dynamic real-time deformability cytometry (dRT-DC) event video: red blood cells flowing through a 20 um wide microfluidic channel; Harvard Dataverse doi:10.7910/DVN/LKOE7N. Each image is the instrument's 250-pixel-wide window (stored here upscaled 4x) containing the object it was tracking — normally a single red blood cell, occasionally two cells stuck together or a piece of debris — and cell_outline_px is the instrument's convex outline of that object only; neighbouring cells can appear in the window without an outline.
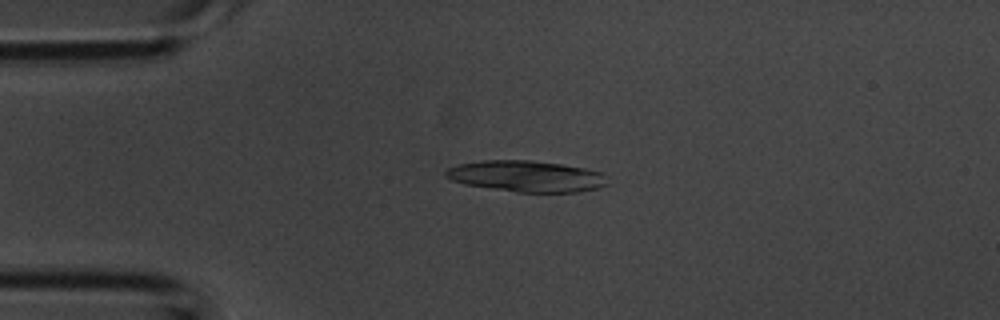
{"species": "common noctule bat (a hibernating species)", "species_latin": "Nyctalus noctula", "temperature_condition": "room temperature", "stored_images_in_passage": 40, "camera_frame_rate_fps": 3000, "um_per_image_px": 0.085, "animal": {"sex": "male", "body_mass_g": 20.1, "forearm_length_mm": 53.5}, "frame": {"image": 1, "passage_image": 8, "time_ms": 2.333, "image_size_px": [1000, 320], "cell_outline_px": [[608, 184], [596, 188], [580, 192], [516, 192], [464, 184], [452, 180], [444, 176], [444, 172], [448, 168], [456, 164], [480, 160], [528, 160], [560, 164], [584, 168], [604, 172]], "centroid_in_image_um": [44.72, 14.98], "position_along_channel_um": 40.3, "area_um2": 29.54}}